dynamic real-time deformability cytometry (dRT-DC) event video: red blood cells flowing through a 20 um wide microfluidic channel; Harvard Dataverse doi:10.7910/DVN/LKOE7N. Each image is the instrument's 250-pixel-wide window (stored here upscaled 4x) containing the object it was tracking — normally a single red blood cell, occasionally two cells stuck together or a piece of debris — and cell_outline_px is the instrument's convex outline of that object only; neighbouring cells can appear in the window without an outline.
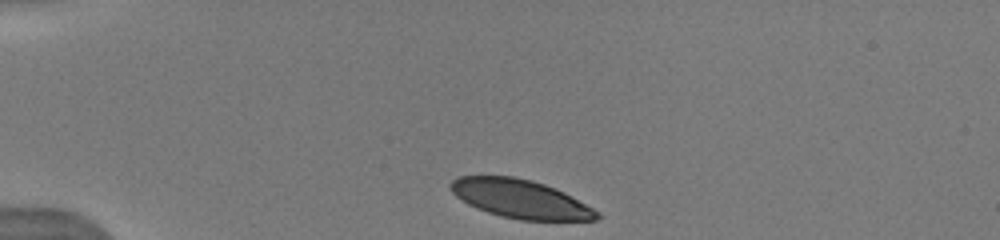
{"species": "human", "species_latin": "Homo sapiens", "temperature_condition": "warm", "stored_images_in_passage": 14, "camera_frame_rate_fps": 3000, "um_per_image_px": 0.085, "donor": {"sex": "male"}, "frame": {"image": 1, "passage_image": 1, "time_ms": 0.0, "image_size_px": [1000, 240], "cell_outline_px": [[600, 216], [596, 220], [520, 220], [500, 216], [476, 208], [468, 204], [456, 196], [448, 188], [448, 184], [456, 176], [512, 176], [532, 180], [556, 188], [564, 192], [600, 212]], "centroid_in_image_um": [44.2, 16.9], "position_along_channel_um": 40.8, "area_um2": 32.95}}
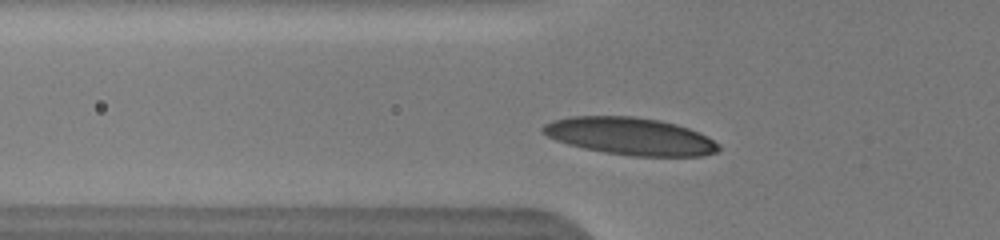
{"frame": {"image": 2, "passage_image": 9, "time_ms": 2.0, "image_size_px": [1000, 240], "cell_outline_px": [[720, 148], [716, 152], [704, 156], [632, 156], [604, 152], [584, 148], [568, 144], [556, 140], [540, 132], [540, 128], [544, 124], [552, 120], [572, 116], [632, 116], [660, 120], [676, 124], [700, 132], [708, 136], [720, 144]], "centroid_in_image_um": [53.57, 11.58], "position_along_channel_um": 72.2, "area_um2": 38.49}}